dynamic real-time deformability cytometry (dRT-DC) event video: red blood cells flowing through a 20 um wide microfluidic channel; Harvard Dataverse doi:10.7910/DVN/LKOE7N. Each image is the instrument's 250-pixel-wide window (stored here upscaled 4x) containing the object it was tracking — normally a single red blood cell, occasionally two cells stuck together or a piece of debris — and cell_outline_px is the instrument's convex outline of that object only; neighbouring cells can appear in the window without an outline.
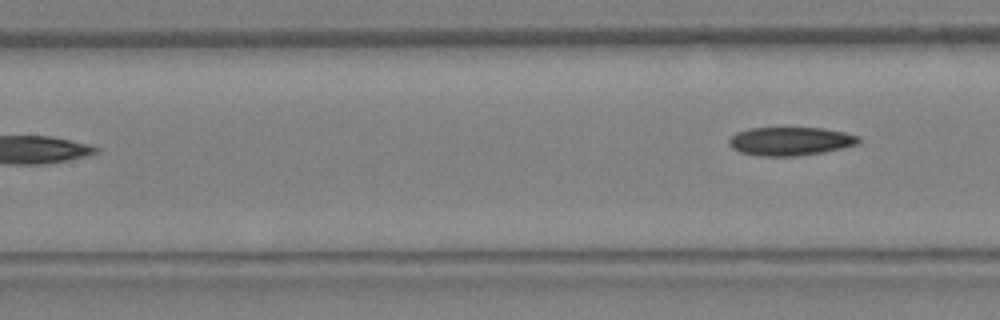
{"species": "Egyptian fruit bat (a non-hibernating species)", "species_latin": "Rousettus aegyptiacus", "temperature_condition": "warm", "stored_images_in_passage": 15, "camera_frame_rate_fps": 3000, "um_per_image_px": 0.085, "animal": {"sex": "female"}, "frame": {"image": 1, "passage_image": 15, "time_ms": 4.667, "image_size_px": [1000, 320], "cell_outline_px": [[852, 140], [844, 144], [824, 148], [800, 152], [760, 152], [740, 148], [736, 144], [736, 140], [752, 132], [776, 128], [792, 128], [828, 132], [848, 136]], "centroid_in_image_um": [67.16, 11.93], "position_along_channel_um": 140.2, "area_um2": 14.91}}